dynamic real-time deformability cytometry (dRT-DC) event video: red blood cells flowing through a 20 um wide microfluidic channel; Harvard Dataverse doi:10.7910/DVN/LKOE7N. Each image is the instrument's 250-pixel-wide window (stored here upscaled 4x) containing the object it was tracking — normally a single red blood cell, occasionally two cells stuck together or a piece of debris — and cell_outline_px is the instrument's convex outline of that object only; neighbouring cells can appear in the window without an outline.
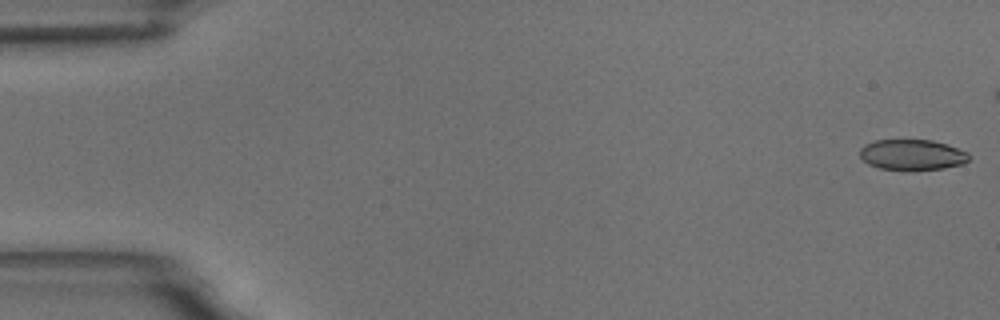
{"species": "common noctule bat (a hibernating species)", "species_latin": "Nyctalus noctula", "temperature_condition": "room temperature", "stored_images_in_passage": 58, "camera_frame_rate_fps": 3000, "um_per_image_px": 0.085, "animal": {"sex": "male", "body_mass_g": 18.8}, "frame": {"image": 1, "passage_image": 1, "time_ms": 0.0, "image_size_px": [1000, 320], "cell_outline_px": [[968, 160], [964, 164], [944, 168], [912, 172], [904, 172], [880, 168], [868, 164], [860, 156], [860, 148], [864, 144], [876, 140], [932, 140], [948, 144], [968, 152]], "centroid_in_image_um": [77.53, 13.18], "position_along_channel_um": 7.5, "area_um2": 20.06}}
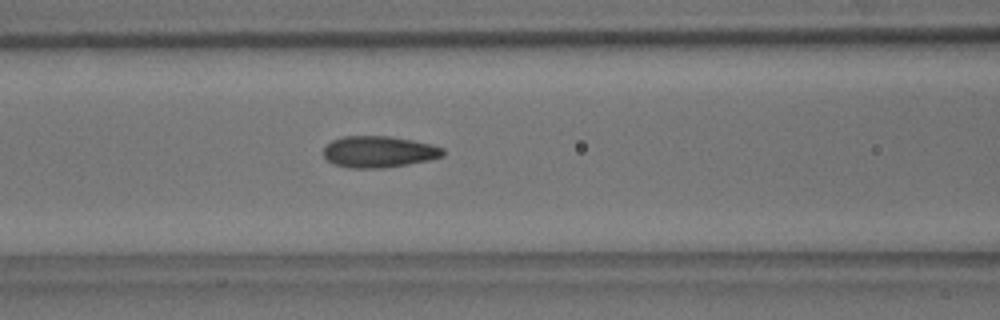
{"frame": {"image": 2, "passage_image": 24, "time_ms": 7.667, "image_size_px": [1000, 320], "cell_outline_px": [[444, 156], [428, 160], [408, 164], [384, 168], [348, 168], [332, 164], [324, 156], [324, 148], [332, 140], [344, 136], [392, 136], [432, 144], [444, 148]], "centroid_in_image_um": [32.21, 12.9], "position_along_channel_um": 134.4, "area_um2": 22.02}}
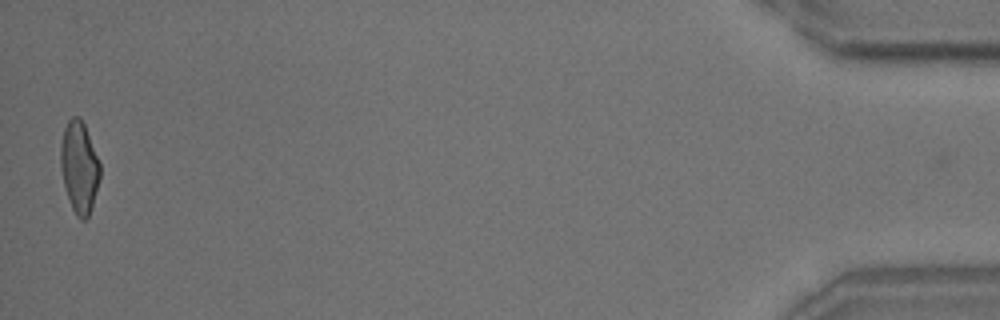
{"frame": {"image": 3, "passage_image": 57, "time_ms": 18.667, "image_size_px": [1000, 320], "cell_outline_px": [[100, 176], [92, 204], [88, 216], [84, 220], [80, 220], [76, 216], [72, 208], [64, 184], [60, 164], [60, 144], [64, 128], [68, 120], [72, 116], [80, 116], [84, 124], [100, 164]], "centroid_in_image_um": [6.72, 14.17], "position_along_channel_um": 428.5, "area_um2": 20.75}, "authors_computed_cell_mechanics": {"area_um2": 21.4727, "velocity_mm_per_s": 3.5115, "shape_relaxation_time_tau1_ms": 6.6932, "shape_relaxation_time_tau2_ms": 1.3666, "deformation_change_tau1": 0.169, "deformation_change_tau2": 0.0859}}